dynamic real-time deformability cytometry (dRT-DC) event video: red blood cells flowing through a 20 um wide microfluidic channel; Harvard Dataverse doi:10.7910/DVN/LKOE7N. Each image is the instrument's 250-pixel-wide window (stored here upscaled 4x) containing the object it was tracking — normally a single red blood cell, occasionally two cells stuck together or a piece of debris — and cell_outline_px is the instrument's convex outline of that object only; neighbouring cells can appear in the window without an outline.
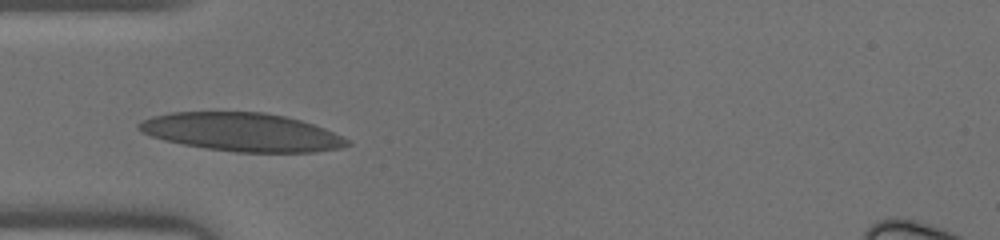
{"species": "human", "species_latin": "Homo sapiens", "temperature_condition": "warm", "stored_images_in_passage": 33, "camera_frame_rate_fps": 3000, "um_per_image_px": 0.085, "donor": {"sex": "male"}, "frame": {"image": 1, "passage_image": 1, "time_ms": 0.0, "image_size_px": [1000, 240], "cell_outline_px": [[352, 144], [340, 148], [316, 152], [236, 152], [204, 148], [164, 140], [152, 136], [136, 128], [136, 124], [152, 116], [172, 112], [264, 112], [284, 116], [300, 120], [324, 128], [348, 140]], "centroid_in_image_um": [20.55, 11.23], "position_along_channel_um": 64.4, "area_um2": 46.3}}
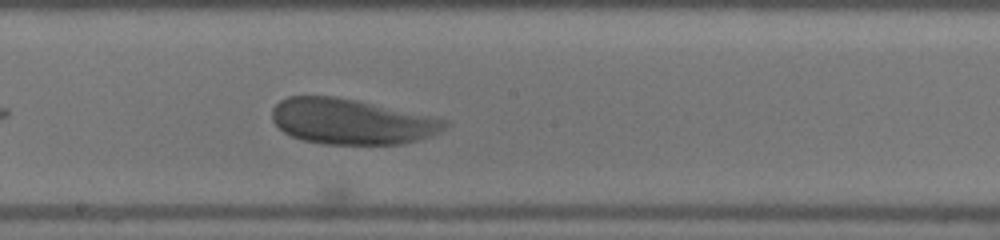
{"frame": {"image": 2, "passage_image": 12, "time_ms": 3.667, "image_size_px": [1000, 240], "cell_outline_px": [[452, 124], [440, 132], [432, 136], [400, 144], [324, 144], [304, 140], [292, 136], [284, 132], [272, 120], [272, 108], [280, 100], [288, 96], [332, 96], [356, 100], [448, 120]], "centroid_in_image_um": [29.88, 10.33], "position_along_channel_um": 218.3, "area_um2": 45.6}}
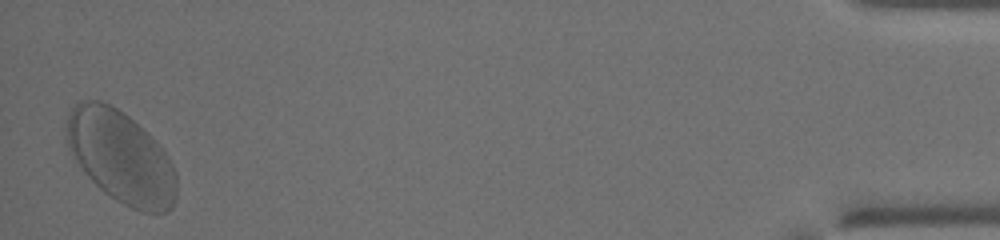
{"frame": {"image": 3, "passage_image": 33, "time_ms": 10.667, "image_size_px": [1000, 240], "cell_outline_px": [[176, 200], [172, 208], [168, 212], [144, 212], [132, 208], [116, 200], [104, 192], [84, 172], [72, 152], [68, 144], [64, 124], [68, 112], [80, 100], [100, 100], [116, 108], [128, 116], [156, 140], [168, 156], [176, 172]], "centroid_in_image_um": [10.29, 13.34], "position_along_channel_um": 424.9, "area_um2": 59.01}}